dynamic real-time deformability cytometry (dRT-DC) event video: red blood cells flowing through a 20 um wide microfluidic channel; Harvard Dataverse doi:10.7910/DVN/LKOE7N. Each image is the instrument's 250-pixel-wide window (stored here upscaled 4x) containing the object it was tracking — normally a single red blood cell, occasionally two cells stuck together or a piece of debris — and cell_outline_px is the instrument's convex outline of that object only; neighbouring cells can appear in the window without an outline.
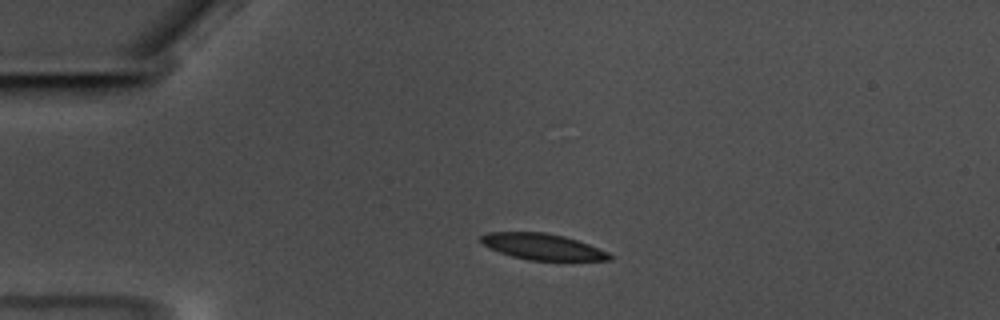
{"species": "common noctule bat (a hibernating species)", "species_latin": "Nyctalus noctula", "temperature_condition": "warm", "stored_images_in_passage": 46, "camera_frame_rate_fps": 3000, "um_per_image_px": 0.085, "animal": {"sex": "male", "body_mass_g": 17.5, "forearm_length_mm": 52.3}, "frame": {"image": 1, "passage_image": 1, "time_ms": 0.0, "image_size_px": [1000, 320], "cell_outline_px": [[612, 260], [528, 260], [512, 256], [500, 252], [480, 244], [480, 236], [488, 232], [544, 232], [564, 236], [588, 244], [608, 252], [612, 256]], "centroid_in_image_um": [46.08, 20.96], "position_along_channel_um": 38.9, "area_um2": 19.48}}
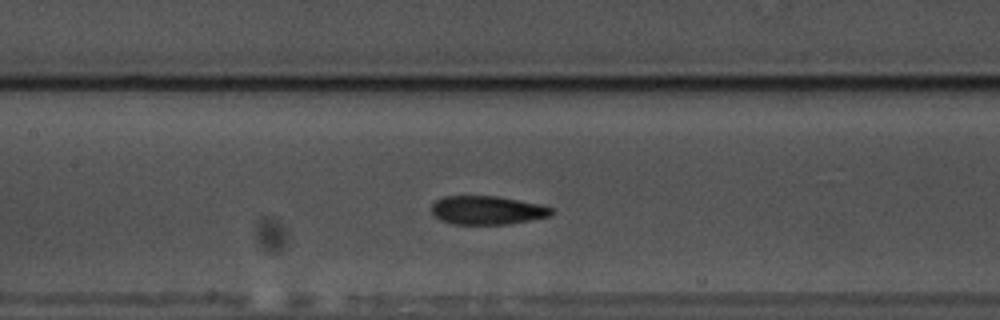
{"frame": {"image": 2, "passage_image": 15, "time_ms": 4.667, "image_size_px": [1000, 320], "cell_outline_px": [[556, 212], [548, 216], [532, 220], [508, 224], [452, 224], [440, 220], [432, 216], [432, 204], [436, 200], [444, 196], [496, 196], [540, 204], [552, 208]], "centroid_in_image_um": [41.4, 17.87], "position_along_channel_um": 166.0, "area_um2": 20.11}}
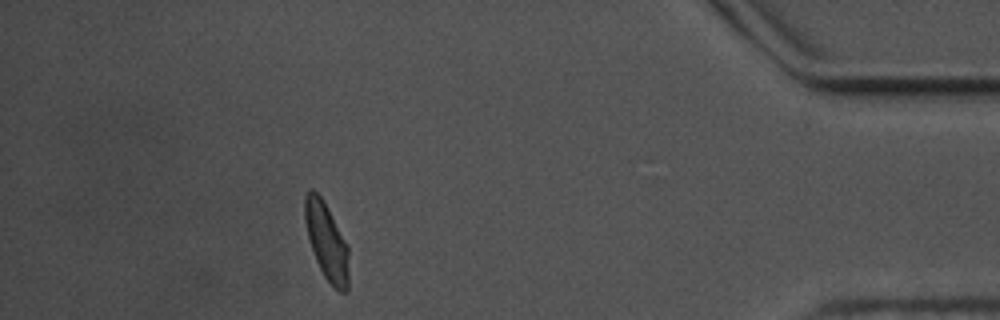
{"frame": {"image": 3, "passage_image": 40, "time_ms": 13.0, "image_size_px": [1000, 320], "cell_outline_px": [[348, 292], [340, 292], [324, 276], [316, 260], [308, 236], [304, 220], [304, 196], [312, 188], [324, 200], [348, 244]], "centroid_in_image_um": [27.77, 20.48], "position_along_channel_um": 407.4, "area_um2": 19.71}, "authors_computed_cell_mechanics": {"area_um2": 20.4901, "velocity_mm_per_s": 3.4826, "shape_relaxation_time_tau1_ms": 8.1526, "shape_relaxation_time_tau2_ms": 2.1106, "deformation_change_tau1": 0.1787, "deformation_change_tau2": 0.0885}}